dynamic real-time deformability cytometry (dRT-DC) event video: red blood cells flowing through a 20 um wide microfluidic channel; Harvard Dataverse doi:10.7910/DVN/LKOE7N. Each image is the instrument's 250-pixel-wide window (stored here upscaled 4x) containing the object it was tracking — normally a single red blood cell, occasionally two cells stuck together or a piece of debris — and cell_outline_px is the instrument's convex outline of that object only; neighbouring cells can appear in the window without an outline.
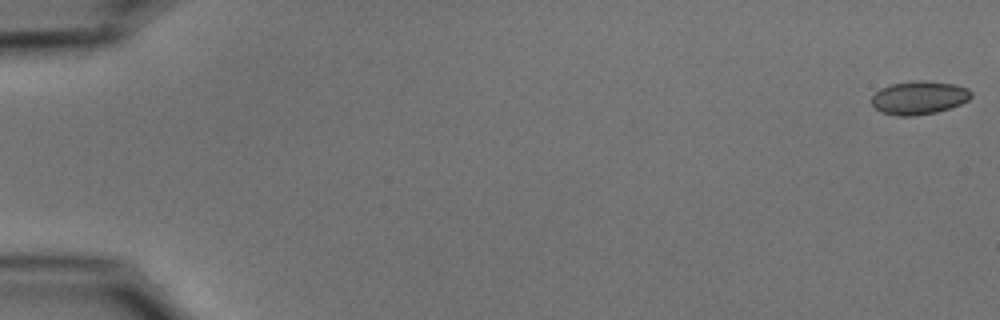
{"species": "common noctule bat (a hibernating species)", "species_latin": "Nyctalus noctula", "temperature_condition": "cold", "stored_images_in_passage": 55, "camera_frame_rate_fps": 3000, "um_per_image_px": 0.085, "animal": {"sex": "male", "body_mass_g": 15.6}, "frame": {"image": 1, "passage_image": 1, "time_ms": 0.0, "image_size_px": [1000, 320], "cell_outline_px": [[972, 96], [968, 100], [960, 104], [936, 112], [912, 116], [896, 116], [880, 112], [872, 104], [872, 96], [880, 88], [892, 84], [916, 80], [924, 80], [956, 84], [968, 88], [972, 92]], "centroid_in_image_um": [78.12, 8.3], "position_along_channel_um": 6.9, "area_um2": 19.42}}
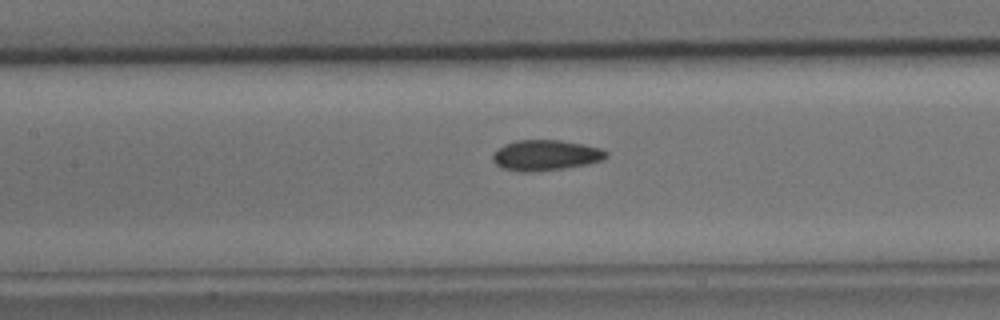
{"frame": {"image": 2, "passage_image": 26, "time_ms": 8.333, "image_size_px": [1000, 320], "cell_outline_px": [[608, 156], [604, 160], [588, 164], [560, 168], [528, 172], [524, 172], [504, 168], [496, 164], [492, 160], [492, 152], [504, 144], [516, 140], [560, 140], [584, 144], [600, 148], [608, 152]], "centroid_in_image_um": [46.38, 13.18], "position_along_channel_um": 161.0, "area_um2": 20.17}}
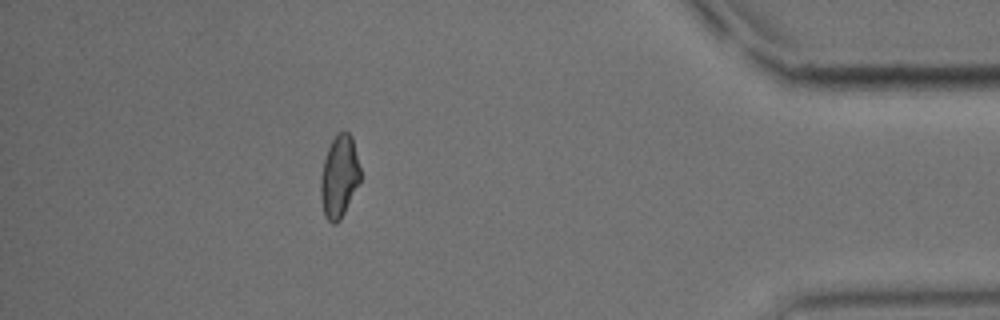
{"frame": {"image": 3, "passage_image": 49, "time_ms": 16.0, "image_size_px": [1000, 320], "cell_outline_px": [[360, 184], [340, 220], [336, 224], [332, 224], [324, 216], [320, 196], [320, 176], [324, 160], [328, 148], [336, 132], [344, 128], [352, 136], [360, 168]], "centroid_in_image_um": [28.83, 14.99], "position_along_channel_um": 406.4, "area_um2": 19.42}, "authors_computed_cell_mechanics": {"area_um2": 19.4208, "velocity_mm_per_s": 3.7376, "shape_relaxation_time_tau1_ms": 8.7265, "shape_relaxation_time_tau2_ms": 2.0879, "deformation_change_tau1": 0.1519, "deformation_change_tau2": 0.0671}}